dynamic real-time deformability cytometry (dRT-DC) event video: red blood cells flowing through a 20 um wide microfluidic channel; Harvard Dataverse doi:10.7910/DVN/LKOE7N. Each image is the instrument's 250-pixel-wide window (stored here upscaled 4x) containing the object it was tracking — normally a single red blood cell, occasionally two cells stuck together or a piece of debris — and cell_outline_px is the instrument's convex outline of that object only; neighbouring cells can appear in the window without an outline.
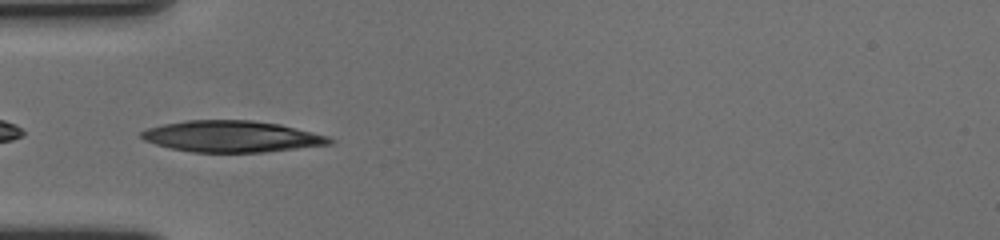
{"species": "human", "species_latin": "Homo sapiens", "temperature_condition": "cold", "stored_images_in_passage": 40, "camera_frame_rate_fps": 3000, "um_per_image_px": 0.085, "donor": {"sex": "female"}, "frame": {"image": 1, "passage_image": 1, "time_ms": 0.0, "image_size_px": [1000, 240], "cell_outline_px": [[336, 140], [332, 144], [264, 152], [192, 152], [168, 148], [144, 140], [140, 136], [140, 132], [148, 128], [164, 124], [184, 120], [252, 120], [280, 124], [328, 136]], "centroid_in_image_um": [19.7, 11.6], "position_along_channel_um": 65.3, "area_um2": 34.45}}
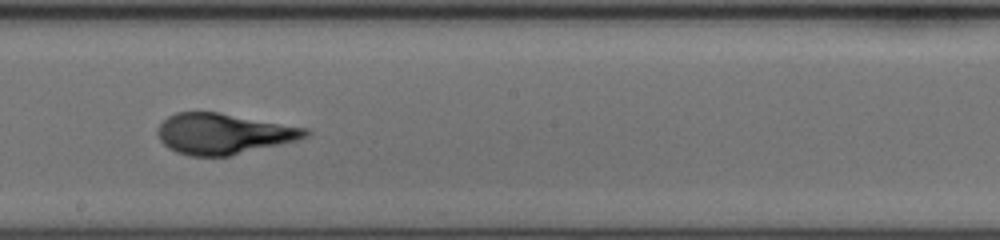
{"frame": {"image": 2, "passage_image": 15, "time_ms": 4.667, "image_size_px": [1000, 240], "cell_outline_px": [[312, 132], [308, 136], [296, 140], [228, 156], [188, 156], [176, 152], [168, 148], [160, 140], [156, 132], [160, 124], [168, 116], [176, 112], [220, 112], [308, 128]], "centroid_in_image_um": [18.97, 11.36], "position_along_channel_um": 229.2, "area_um2": 35.03}}
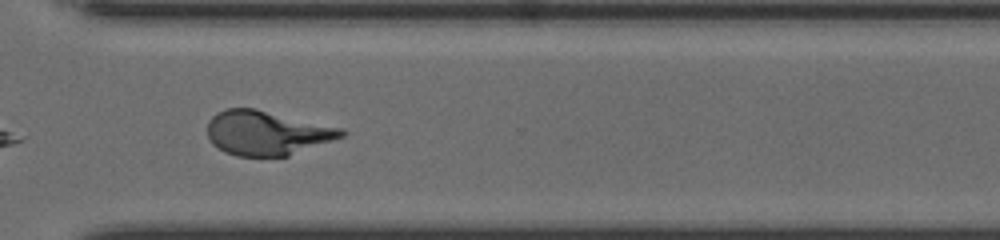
{"frame": {"image": 3, "passage_image": 25, "time_ms": 8.0, "image_size_px": [1000, 240], "cell_outline_px": [[348, 132], [344, 136], [288, 156], [236, 156], [224, 152], [212, 144], [208, 140], [208, 120], [216, 112], [228, 108], [256, 108], [344, 128]], "centroid_in_image_um": [22.68, 11.29], "position_along_channel_um": 347.9, "area_um2": 34.97}, "authors_computed_cell_mechanics": {"area_um2": 35.3736, "velocity_mm_per_s": 3.5532, "shape_relaxation_time_tau1_ms": 5.452, "shape_relaxation_time_tau2_ms": 0.9478, "deformation_change_tau1": 0.2428, "deformation_change_tau2": 0.0746}}